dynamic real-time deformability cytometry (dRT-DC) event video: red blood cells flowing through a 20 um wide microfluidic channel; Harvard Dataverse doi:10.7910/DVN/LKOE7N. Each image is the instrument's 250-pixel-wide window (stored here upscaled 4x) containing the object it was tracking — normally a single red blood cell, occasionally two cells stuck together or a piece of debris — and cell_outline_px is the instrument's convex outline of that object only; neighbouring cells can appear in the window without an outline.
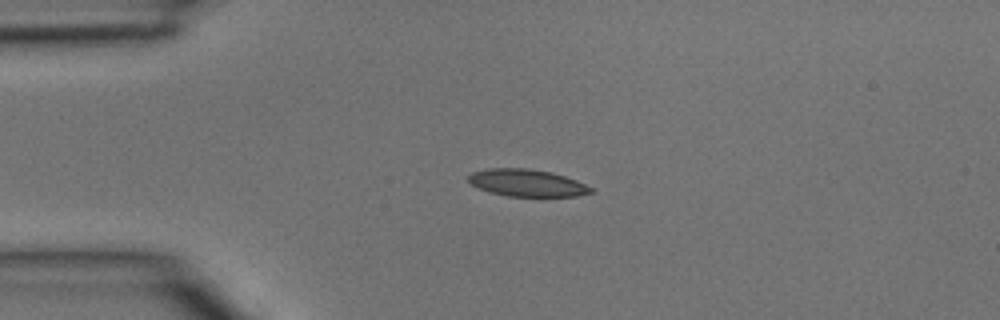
{"species": "common noctule bat (a hibernating species)", "species_latin": "Nyctalus noctula", "temperature_condition": "room temperature", "stored_images_in_passage": 2, "camera_frame_rate_fps": 3000, "um_per_image_px": 0.085, "animal": {"sex": "male", "body_mass_g": 15.6}, "frame": {"image": 1, "passage_image": 1, "time_ms": 0.0, "image_size_px": [1000, 320], "cell_outline_px": [[596, 192], [576, 196], [508, 196], [488, 192], [468, 184], [468, 176], [472, 172], [488, 168], [528, 168], [552, 172], [576, 180], [592, 188]], "centroid_in_image_um": [44.76, 15.54], "position_along_channel_um": 40.2, "area_um2": 19.54}}
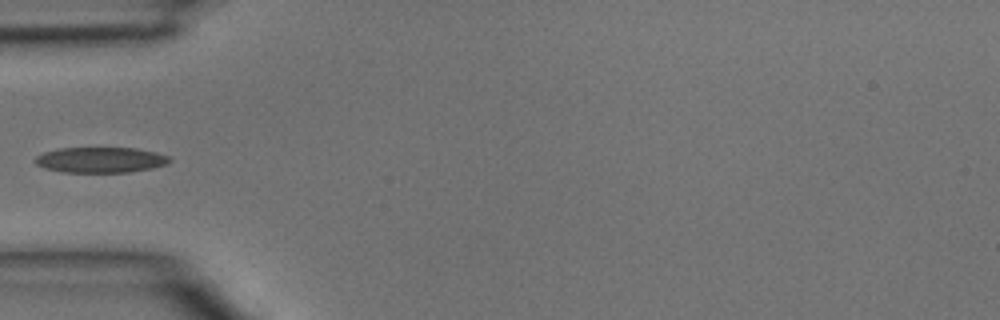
{"frame": {"image": 2, "passage_image": 2, "time_ms": 0.333, "image_size_px": [1000, 320], "cell_outline_px": [[172, 160], [168, 164], [152, 168], [128, 172], [64, 172], [44, 168], [36, 164], [32, 160], [36, 156], [44, 152], [60, 148], [136, 148], [156, 152], [168, 156]], "centroid_in_image_um": [8.54, 13.59], "position_along_channel_um": 76.5, "area_um2": 20.06}}